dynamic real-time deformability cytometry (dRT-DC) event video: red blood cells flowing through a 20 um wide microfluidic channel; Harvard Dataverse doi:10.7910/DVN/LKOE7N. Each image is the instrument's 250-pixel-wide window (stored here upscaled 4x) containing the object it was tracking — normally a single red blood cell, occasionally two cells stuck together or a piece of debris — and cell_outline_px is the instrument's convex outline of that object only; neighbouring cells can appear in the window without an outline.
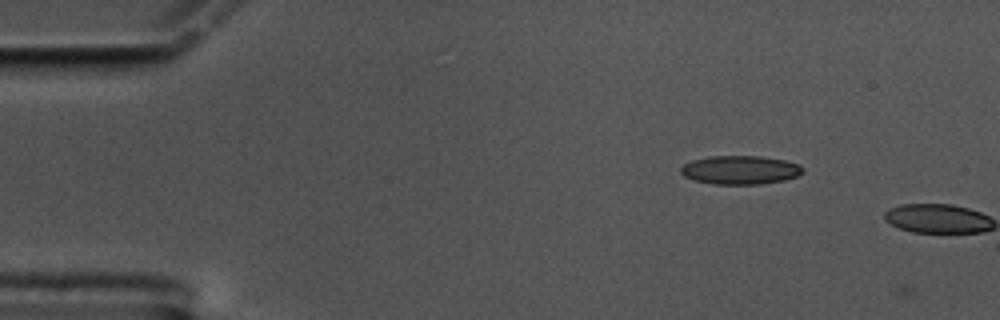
{"species": "common noctule bat (a hibernating species)", "species_latin": "Nyctalus noctula", "temperature_condition": "cold", "stored_images_in_passage": 4, "camera_frame_rate_fps": 3000, "um_per_image_px": 0.085, "animal": {"sex": "male", "body_mass_g": 17.5, "forearm_length_mm": 52.3}, "frame": {"image": 1, "passage_image": 3, "time_ms": 0.667, "image_size_px": [1000, 320], "cell_outline_px": [[804, 172], [796, 176], [784, 180], [760, 184], [716, 184], [692, 180], [684, 176], [680, 172], [680, 168], [684, 164], [692, 160], [708, 156], [760, 156], [784, 160], [800, 164], [804, 168]], "centroid_in_image_um": [62.91, 14.44], "position_along_channel_um": 22.1, "area_um2": 20.46}}